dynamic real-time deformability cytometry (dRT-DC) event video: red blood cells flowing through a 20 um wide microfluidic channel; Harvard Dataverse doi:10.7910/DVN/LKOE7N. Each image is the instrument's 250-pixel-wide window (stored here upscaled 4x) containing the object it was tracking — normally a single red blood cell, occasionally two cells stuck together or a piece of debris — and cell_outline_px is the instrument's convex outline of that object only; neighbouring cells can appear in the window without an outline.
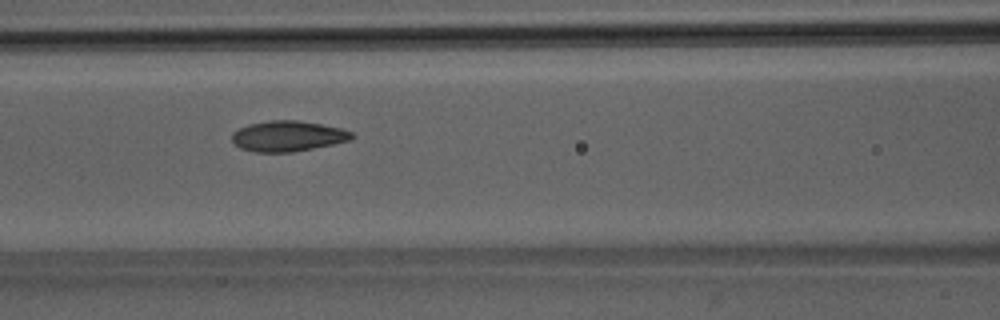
{"species": "Egyptian fruit bat (a non-hibernating species)", "species_latin": "Rousettus aegyptiacus", "temperature_condition": "room temperature", "stored_images_in_passage": 5, "camera_frame_rate_fps": 3000, "um_per_image_px": 0.085, "animal": {"sex": "male"}, "frame": {"image": 1, "passage_image": 4, "time_ms": 3.333, "image_size_px": [1000, 320], "cell_outline_px": [[356, 136], [352, 140], [292, 152], [252, 152], [240, 148], [232, 140], [232, 132], [248, 124], [272, 120], [300, 120], [340, 128], [352, 132]], "centroid_in_image_um": [24.47, 11.57], "position_along_channel_um": 142.1, "area_um2": 21.33}}